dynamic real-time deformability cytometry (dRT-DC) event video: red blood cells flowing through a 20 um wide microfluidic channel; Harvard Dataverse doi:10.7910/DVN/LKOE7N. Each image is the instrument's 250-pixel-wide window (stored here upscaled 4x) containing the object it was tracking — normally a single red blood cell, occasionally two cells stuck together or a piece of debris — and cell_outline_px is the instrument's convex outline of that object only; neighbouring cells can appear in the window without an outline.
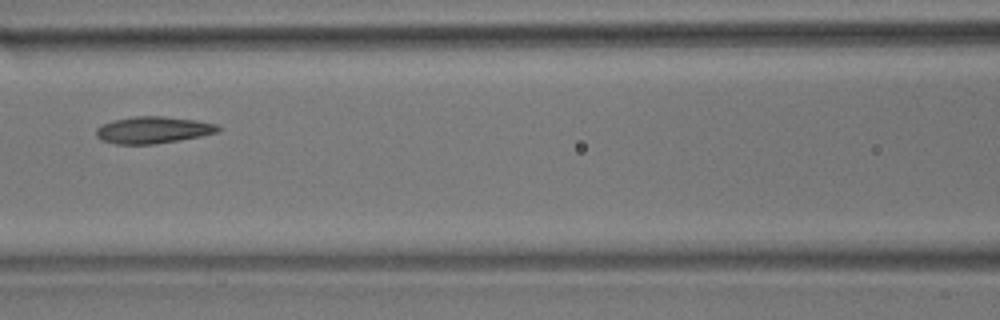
{"species": "common noctule bat (a hibernating species)", "species_latin": "Nyctalus noctula", "temperature_condition": "room temperature", "stored_images_in_passage": 6, "camera_frame_rate_fps": 3000, "um_per_image_px": 0.085, "animal": {"sex": "male", "body_mass_g": 17.9}, "frame": {"image": 1, "passage_image": 6, "time_ms": 6.667, "image_size_px": [1000, 320], "cell_outline_px": [[220, 132], [180, 140], [152, 144], [116, 144], [100, 140], [96, 136], [96, 128], [112, 120], [132, 116], [164, 116], [196, 120], [216, 124], [220, 128]], "centroid_in_image_um": [13.0, 11.04], "position_along_channel_um": 153.6, "area_um2": 19.13}}